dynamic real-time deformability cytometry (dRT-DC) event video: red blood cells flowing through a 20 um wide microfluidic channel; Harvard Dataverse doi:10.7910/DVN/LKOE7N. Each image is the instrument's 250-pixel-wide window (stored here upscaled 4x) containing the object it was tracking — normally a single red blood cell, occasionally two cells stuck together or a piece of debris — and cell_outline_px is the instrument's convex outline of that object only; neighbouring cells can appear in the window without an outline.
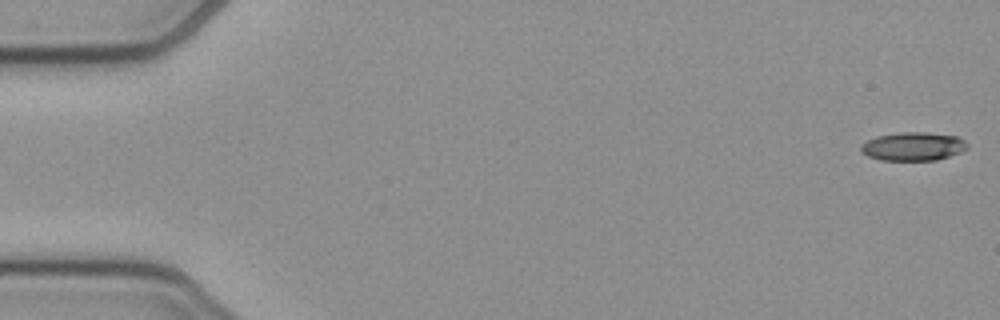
{"species": "common noctule bat (a hibernating species)", "species_latin": "Nyctalus noctula", "temperature_condition": "cold", "stored_images_in_passage": 36, "camera_frame_rate_fps": 3000, "um_per_image_px": 0.085, "animal": {"sex": "female", "body_mass_g": 21.9}, "frame": {"image": 1, "passage_image": 1, "time_ms": 0.0, "image_size_px": [1000, 320], "cell_outline_px": [[968, 148], [960, 152], [936, 160], [880, 160], [868, 156], [860, 152], [860, 144], [876, 136], [900, 132], [924, 132], [956, 136], [964, 140], [968, 144]], "centroid_in_image_um": [77.58, 12.44], "position_along_channel_um": 7.4, "area_um2": 17.69}}
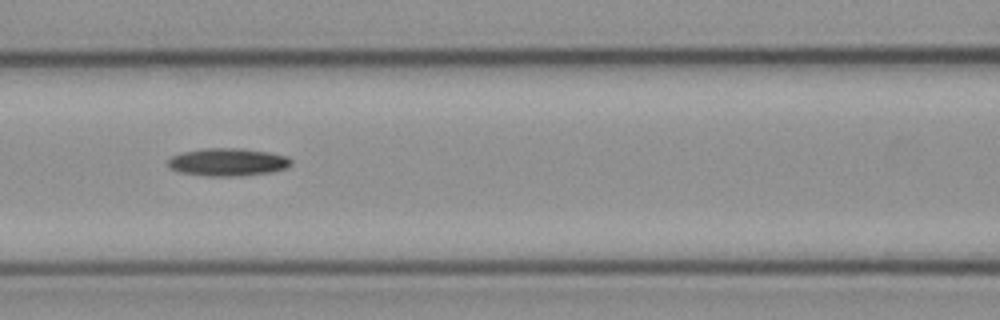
{"frame": {"image": 2, "passage_image": 23, "time_ms": 7.333, "image_size_px": [1000, 320], "cell_outline_px": [[292, 164], [288, 168], [272, 172], [240, 176], [208, 176], [180, 172], [168, 168], [168, 160], [172, 156], [180, 152], [204, 148], [244, 148], [268, 152], [288, 156], [292, 160]], "centroid_in_image_um": [19.38, 13.77], "position_along_channel_um": 147.2, "area_um2": 20.23}}
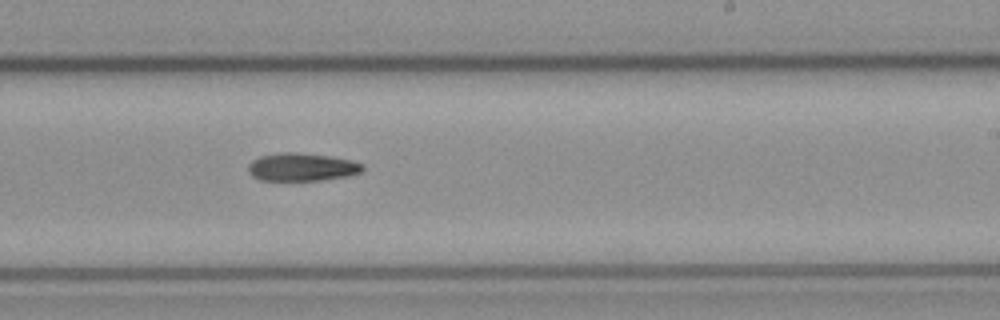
{"frame": {"image": 3, "passage_image": 32, "time_ms": 10.333, "image_size_px": [1000, 320], "cell_outline_px": [[364, 168], [360, 172], [352, 176], [324, 180], [260, 180], [252, 176], [248, 172], [248, 164], [252, 160], [260, 156], [280, 152], [296, 152], [328, 156], [352, 160], [364, 164]], "centroid_in_image_um": [25.67, 14.2], "position_along_channel_um": 263.3, "area_um2": 18.84}}